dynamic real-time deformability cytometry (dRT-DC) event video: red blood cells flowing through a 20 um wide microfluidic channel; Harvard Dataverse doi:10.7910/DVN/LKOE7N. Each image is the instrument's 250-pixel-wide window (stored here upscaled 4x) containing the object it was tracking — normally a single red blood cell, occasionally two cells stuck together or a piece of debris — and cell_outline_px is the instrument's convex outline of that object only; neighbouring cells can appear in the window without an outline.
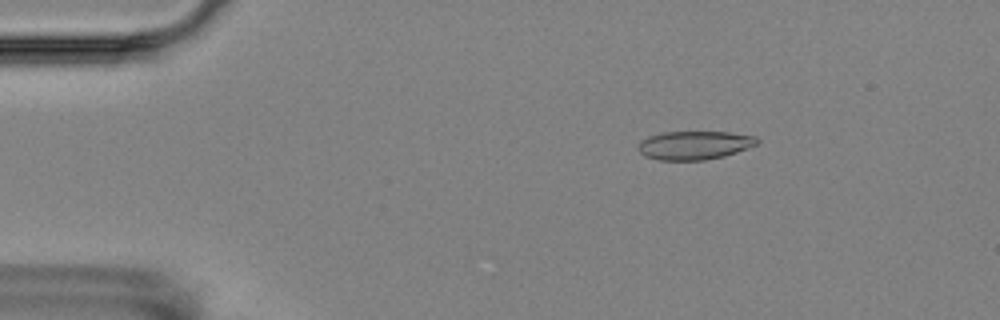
{"species": "Egyptian fruit bat (a non-hibernating species)", "species_latin": "Rousettus aegyptiacus", "temperature_condition": "room temperature", "stored_images_in_passage": 3, "camera_frame_rate_fps": 3000, "um_per_image_px": 0.085, "animal": {"sex": "female"}, "frame": {"image": 1, "passage_image": 1, "time_ms": 0.0, "image_size_px": [1000, 320], "cell_outline_px": [[760, 140], [756, 144], [748, 148], [724, 156], [704, 160], [660, 160], [644, 156], [636, 148], [640, 140], [648, 136], [664, 132], [728, 132], [756, 136]], "centroid_in_image_um": [59.0, 12.34], "position_along_channel_um": 26.0, "area_um2": 19.88}}